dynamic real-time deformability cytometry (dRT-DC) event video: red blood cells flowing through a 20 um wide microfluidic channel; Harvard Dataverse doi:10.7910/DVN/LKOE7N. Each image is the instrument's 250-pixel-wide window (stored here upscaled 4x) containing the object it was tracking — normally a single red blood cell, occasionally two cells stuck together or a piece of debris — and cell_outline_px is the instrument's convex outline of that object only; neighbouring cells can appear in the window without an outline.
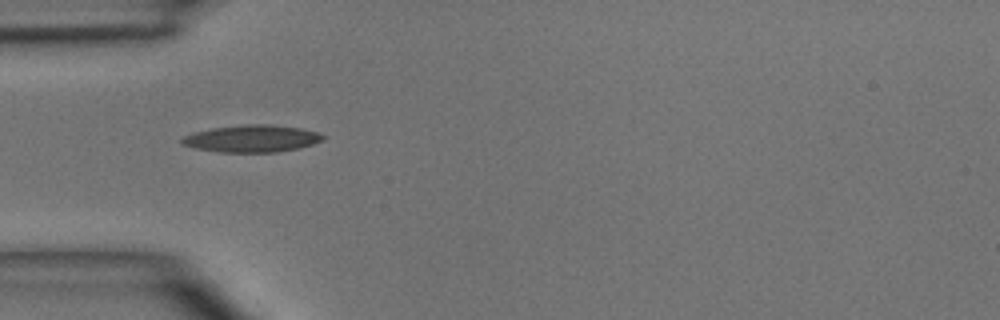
{"species": "common noctule bat (a hibernating species)", "species_latin": "Nyctalus noctula", "temperature_condition": "room temperature", "stored_images_in_passage": 2, "camera_frame_rate_fps": 3000, "um_per_image_px": 0.085, "animal": {"sex": "male", "body_mass_g": 15.6}, "frame": {"image": 1, "passage_image": 1, "time_ms": 0.0, "image_size_px": [1000, 320], "cell_outline_px": [[324, 140], [312, 144], [296, 148], [276, 152], [220, 152], [196, 148], [180, 144], [180, 140], [184, 136], [196, 132], [212, 128], [244, 124], [268, 124], [300, 128], [316, 132], [324, 136]], "centroid_in_image_um": [21.38, 11.77], "position_along_channel_um": 63.6, "area_um2": 22.08}}
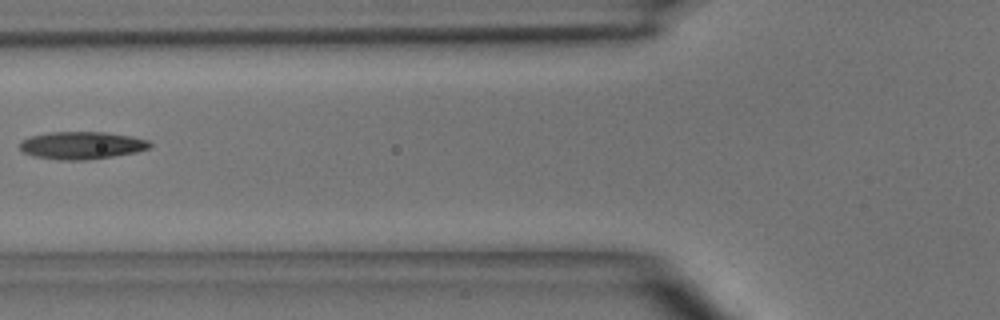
{"frame": {"image": 2, "passage_image": 2, "time_ms": 1.333, "image_size_px": [1000, 320], "cell_outline_px": [[152, 144], [148, 148], [136, 152], [112, 156], [84, 160], [60, 160], [36, 156], [24, 152], [20, 148], [20, 140], [32, 136], [48, 132], [104, 132], [132, 136], [148, 140]], "centroid_in_image_um": [6.95, 12.35], "position_along_channel_um": 118.9, "area_um2": 20.69}}